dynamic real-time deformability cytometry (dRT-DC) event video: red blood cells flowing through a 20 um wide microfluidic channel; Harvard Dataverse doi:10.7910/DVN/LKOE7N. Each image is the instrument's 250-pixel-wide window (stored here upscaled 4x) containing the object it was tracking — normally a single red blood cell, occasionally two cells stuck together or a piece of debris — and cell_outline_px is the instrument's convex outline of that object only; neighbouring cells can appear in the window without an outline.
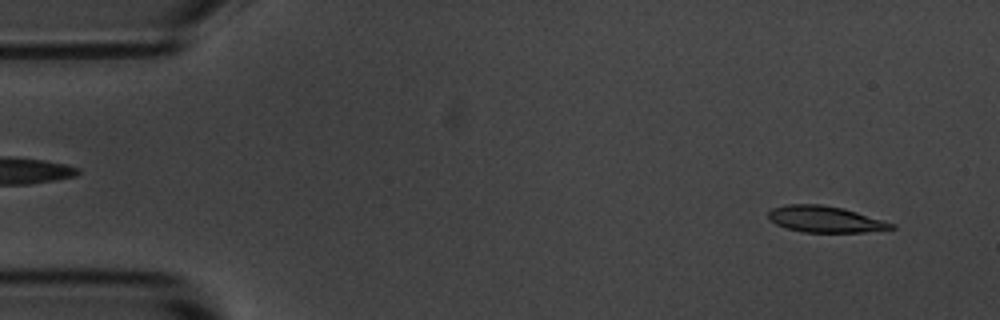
{"species": "common noctule bat (a hibernating species)", "species_latin": "Nyctalus noctula", "temperature_condition": "room temperature", "stored_images_in_passage": 53, "camera_frame_rate_fps": 3000, "um_per_image_px": 0.085, "animal": {"sex": "male", "body_mass_g": 20.1, "forearm_length_mm": 53.5}, "frame": {"image": 1, "passage_image": 3, "time_ms": 0.667, "image_size_px": [1000, 320], "cell_outline_px": [[896, 228], [864, 232], [804, 232], [788, 228], [776, 224], [768, 216], [768, 212], [772, 208], [784, 204], [820, 204], [844, 208], [896, 224]], "centroid_in_image_um": [70.15, 18.62], "position_along_channel_um": 14.8, "area_um2": 18.79}}
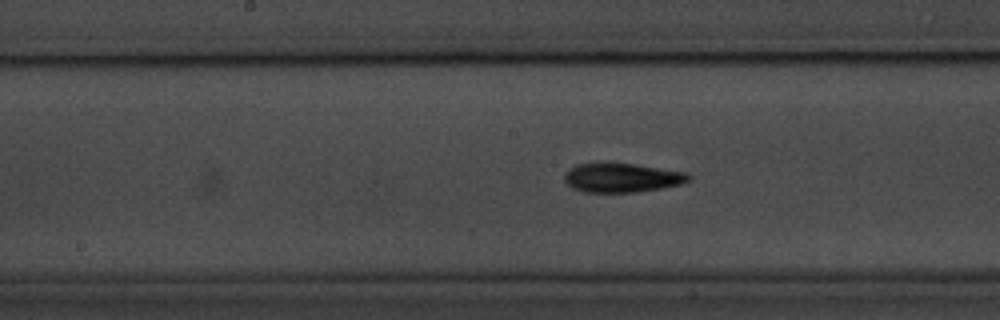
{"frame": {"image": 2, "passage_image": 26, "time_ms": 8.333, "image_size_px": [1000, 320], "cell_outline_px": [[692, 180], [680, 184], [660, 188], [636, 192], [584, 192], [572, 188], [564, 180], [564, 172], [568, 168], [576, 164], [636, 164], [688, 172], [692, 176]], "centroid_in_image_um": [52.88, 15.11], "position_along_channel_um": 195.3, "area_um2": 21.1}}
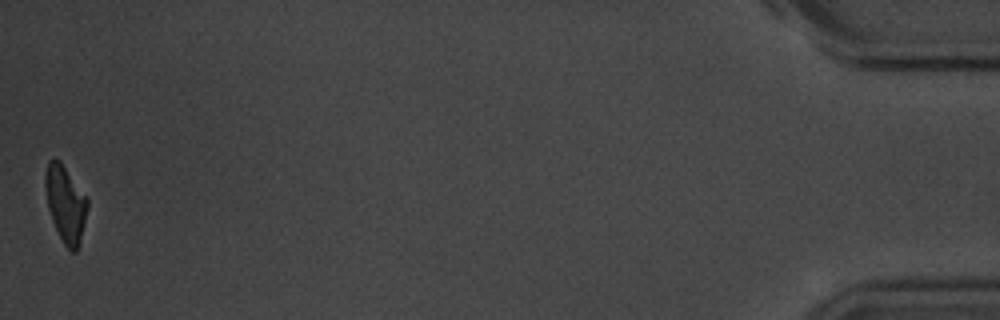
{"frame": {"image": 3, "passage_image": 53, "time_ms": 17.333, "image_size_px": [1000, 320], "cell_outline_px": [[88, 208], [80, 244], [76, 252], [72, 252], [64, 244], [52, 220], [48, 208], [44, 184], [44, 176], [48, 160], [60, 160], [88, 196]], "centroid_in_image_um": [5.59, 17.3], "position_along_channel_um": 429.6, "area_um2": 19.07}, "authors_computed_cell_mechanics": {"area_um2": 19.8832, "velocity_mm_per_s": 3.6753, "shape_relaxation_time_tau1_ms": 3.2042, "shape_relaxation_time_tau2_ms": 10.582, "deformation_change_tau1": 0.2026, "deformation_change_tau2": 0.2118}}